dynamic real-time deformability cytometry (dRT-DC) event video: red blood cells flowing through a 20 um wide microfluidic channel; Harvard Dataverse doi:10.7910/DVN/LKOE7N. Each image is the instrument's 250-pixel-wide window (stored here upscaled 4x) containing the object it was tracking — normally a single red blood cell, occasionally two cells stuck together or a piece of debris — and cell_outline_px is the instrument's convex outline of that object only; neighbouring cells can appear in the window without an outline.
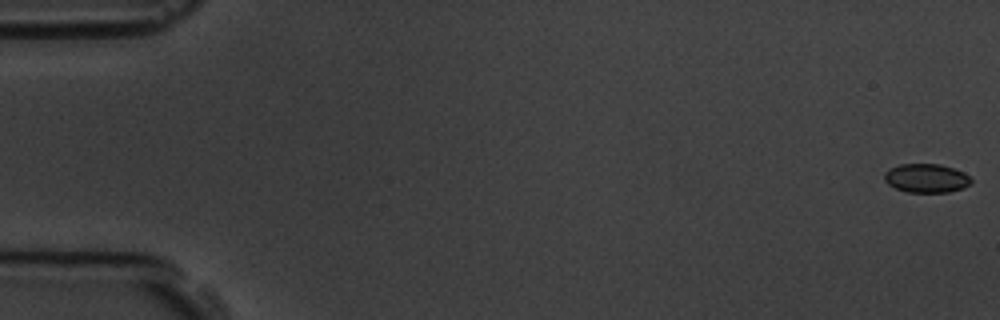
{"species": "common noctule bat (a hibernating species)", "species_latin": "Nyctalus noctula", "temperature_condition": "room temperature", "stored_images_in_passage": 6, "camera_frame_rate_fps": 3000, "um_per_image_px": 0.085, "animal": {"sex": "male", "body_mass_g": 19.5, "forearm_length_mm": 54.6}, "frame": {"image": 1, "passage_image": 1, "time_ms": 0.0, "image_size_px": [1000, 320], "cell_outline_px": [[972, 184], [964, 188], [948, 192], [908, 192], [896, 188], [888, 184], [884, 180], [884, 172], [888, 168], [900, 164], [940, 164], [964, 172], [972, 180]], "centroid_in_image_um": [78.73, 15.14], "position_along_channel_um": 6.3, "area_um2": 14.68}}
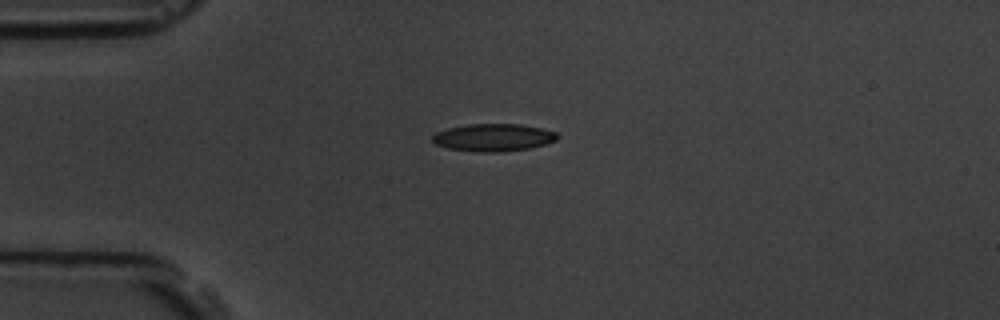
{"frame": {"image": 2, "passage_image": 6, "time_ms": 6.667, "image_size_px": [1000, 320], "cell_outline_px": [[560, 136], [556, 140], [544, 144], [528, 148], [500, 152], [476, 152], [448, 148], [436, 144], [432, 140], [432, 136], [436, 132], [448, 128], [468, 124], [520, 124], [544, 128], [556, 132]], "centroid_in_image_um": [41.95, 11.68], "position_along_channel_um": 43.1, "area_um2": 20.06}}